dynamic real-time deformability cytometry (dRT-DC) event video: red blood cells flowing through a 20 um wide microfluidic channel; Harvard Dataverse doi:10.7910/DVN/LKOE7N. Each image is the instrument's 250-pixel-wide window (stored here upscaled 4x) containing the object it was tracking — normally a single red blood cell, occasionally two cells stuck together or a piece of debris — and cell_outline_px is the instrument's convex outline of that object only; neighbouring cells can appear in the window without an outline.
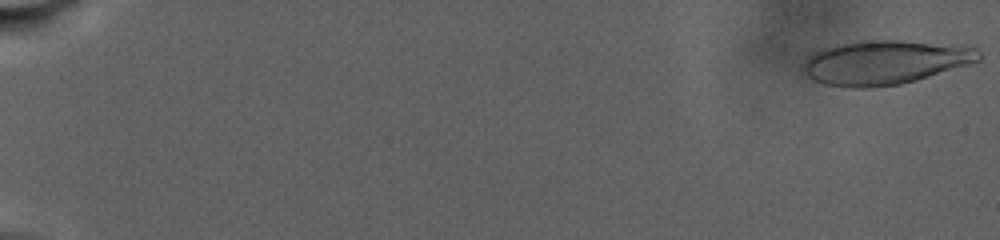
{"species": "human", "species_latin": "Homo sapiens", "temperature_condition": "warm", "stored_images_in_passage": 67, "camera_frame_rate_fps": 3000, "um_per_image_px": 0.085, "donor": {"sex": "male"}, "frame": {"image": 1, "passage_image": 1, "time_ms": 0.0, "image_size_px": [1000, 240], "cell_outline_px": [[980, 60], [916, 80], [900, 84], [872, 88], [852, 88], [824, 84], [804, 76], [804, 60], [812, 52], [836, 44], [856, 40], [900, 40], [964, 44], [976, 48], [980, 52]], "centroid_in_image_um": [75.2, 5.28], "position_along_channel_um": 9.8, "area_um2": 45.72}}
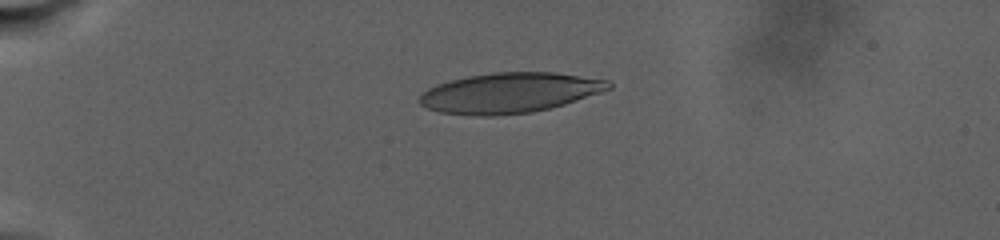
{"frame": {"image": 2, "passage_image": 47, "time_ms": 8.0, "image_size_px": [1000, 240], "cell_outline_px": [[612, 88], [564, 104], [532, 112], [492, 116], [476, 116], [440, 112], [428, 108], [420, 104], [420, 96], [428, 88], [436, 84], [448, 80], [468, 76], [492, 72], [556, 72], [608, 80], [612, 84]], "centroid_in_image_um": [43.3, 7.88], "position_along_channel_um": 41.7, "area_um2": 44.22}}
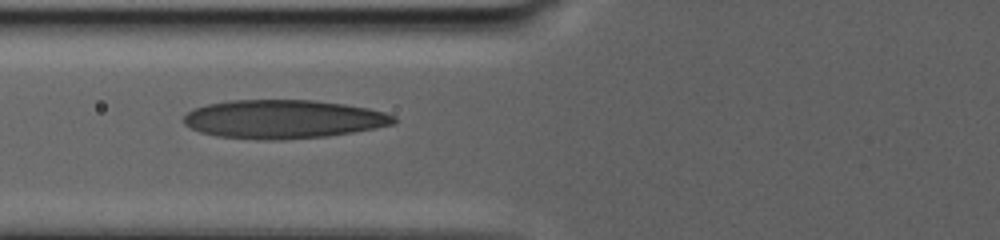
{"frame": {"image": 3, "passage_image": 66, "time_ms": 13.0, "image_size_px": [1000, 240], "cell_outline_px": [[396, 120], [392, 124], [376, 128], [328, 136], [280, 140], [268, 140], [216, 136], [200, 132], [184, 124], [184, 116], [192, 108], [208, 104], [228, 100], [316, 100], [344, 104], [368, 108], [384, 112], [396, 116]], "centroid_in_image_um": [24.07, 10.12], "position_along_channel_um": 101.7, "area_um2": 47.34}}